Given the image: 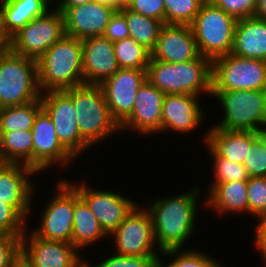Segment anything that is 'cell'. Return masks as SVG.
<instances>
[{
    "label": "cell",
    "mask_w": 266,
    "mask_h": 267,
    "mask_svg": "<svg viewBox=\"0 0 266 267\" xmlns=\"http://www.w3.org/2000/svg\"><path fill=\"white\" fill-rule=\"evenodd\" d=\"M25 233L21 237V253L32 267H84L87 264L72 243L46 240L33 232L29 237Z\"/></svg>",
    "instance_id": "5bb4252c"
},
{
    "label": "cell",
    "mask_w": 266,
    "mask_h": 267,
    "mask_svg": "<svg viewBox=\"0 0 266 267\" xmlns=\"http://www.w3.org/2000/svg\"><path fill=\"white\" fill-rule=\"evenodd\" d=\"M146 70L120 68L100 84L110 114L119 125L132 112L135 95L146 80Z\"/></svg>",
    "instance_id": "4fadbf2b"
},
{
    "label": "cell",
    "mask_w": 266,
    "mask_h": 267,
    "mask_svg": "<svg viewBox=\"0 0 266 267\" xmlns=\"http://www.w3.org/2000/svg\"><path fill=\"white\" fill-rule=\"evenodd\" d=\"M10 267H32V265L20 252L19 255L11 262Z\"/></svg>",
    "instance_id": "7dc6e473"
},
{
    "label": "cell",
    "mask_w": 266,
    "mask_h": 267,
    "mask_svg": "<svg viewBox=\"0 0 266 267\" xmlns=\"http://www.w3.org/2000/svg\"><path fill=\"white\" fill-rule=\"evenodd\" d=\"M64 91L73 100L80 136L91 147L120 131L119 124L110 114L100 85L82 84Z\"/></svg>",
    "instance_id": "277c9868"
},
{
    "label": "cell",
    "mask_w": 266,
    "mask_h": 267,
    "mask_svg": "<svg viewBox=\"0 0 266 267\" xmlns=\"http://www.w3.org/2000/svg\"><path fill=\"white\" fill-rule=\"evenodd\" d=\"M199 96L190 94H165L162 106V132L172 129L179 133H190L202 120Z\"/></svg>",
    "instance_id": "7402d4cb"
},
{
    "label": "cell",
    "mask_w": 266,
    "mask_h": 267,
    "mask_svg": "<svg viewBox=\"0 0 266 267\" xmlns=\"http://www.w3.org/2000/svg\"><path fill=\"white\" fill-rule=\"evenodd\" d=\"M41 94L43 109L51 117L61 145L74 157L88 150L89 144L80 136L72 98L64 90ZM82 151V152H81Z\"/></svg>",
    "instance_id": "30bf717a"
},
{
    "label": "cell",
    "mask_w": 266,
    "mask_h": 267,
    "mask_svg": "<svg viewBox=\"0 0 266 267\" xmlns=\"http://www.w3.org/2000/svg\"><path fill=\"white\" fill-rule=\"evenodd\" d=\"M91 0H60V2H57L58 4L56 8H73L78 7L80 5H83L87 2H90Z\"/></svg>",
    "instance_id": "bcb514c9"
},
{
    "label": "cell",
    "mask_w": 266,
    "mask_h": 267,
    "mask_svg": "<svg viewBox=\"0 0 266 267\" xmlns=\"http://www.w3.org/2000/svg\"><path fill=\"white\" fill-rule=\"evenodd\" d=\"M212 90H266V61L232 53L214 59Z\"/></svg>",
    "instance_id": "ba28073f"
},
{
    "label": "cell",
    "mask_w": 266,
    "mask_h": 267,
    "mask_svg": "<svg viewBox=\"0 0 266 267\" xmlns=\"http://www.w3.org/2000/svg\"><path fill=\"white\" fill-rule=\"evenodd\" d=\"M119 11L125 16L130 37L151 52L165 23L155 18L135 13L125 6Z\"/></svg>",
    "instance_id": "f1b7e54d"
},
{
    "label": "cell",
    "mask_w": 266,
    "mask_h": 267,
    "mask_svg": "<svg viewBox=\"0 0 266 267\" xmlns=\"http://www.w3.org/2000/svg\"><path fill=\"white\" fill-rule=\"evenodd\" d=\"M200 188L177 196L160 198L146 207L153 221L154 235L160 251L181 249L194 232Z\"/></svg>",
    "instance_id": "6da1fadb"
},
{
    "label": "cell",
    "mask_w": 266,
    "mask_h": 267,
    "mask_svg": "<svg viewBox=\"0 0 266 267\" xmlns=\"http://www.w3.org/2000/svg\"><path fill=\"white\" fill-rule=\"evenodd\" d=\"M124 6L135 13L155 18L165 23L164 0H126Z\"/></svg>",
    "instance_id": "f35d334b"
},
{
    "label": "cell",
    "mask_w": 266,
    "mask_h": 267,
    "mask_svg": "<svg viewBox=\"0 0 266 267\" xmlns=\"http://www.w3.org/2000/svg\"><path fill=\"white\" fill-rule=\"evenodd\" d=\"M243 164L249 177H266V132L253 141Z\"/></svg>",
    "instance_id": "e575fe53"
},
{
    "label": "cell",
    "mask_w": 266,
    "mask_h": 267,
    "mask_svg": "<svg viewBox=\"0 0 266 267\" xmlns=\"http://www.w3.org/2000/svg\"><path fill=\"white\" fill-rule=\"evenodd\" d=\"M67 180L56 184L59 192L47 204L41 215V226L32 231L36 236L46 240L72 243L74 186Z\"/></svg>",
    "instance_id": "7c38bea8"
},
{
    "label": "cell",
    "mask_w": 266,
    "mask_h": 267,
    "mask_svg": "<svg viewBox=\"0 0 266 267\" xmlns=\"http://www.w3.org/2000/svg\"><path fill=\"white\" fill-rule=\"evenodd\" d=\"M183 249H169L161 251L163 255H171L174 254V259L172 262L165 264L159 259V262L163 267H222L216 260L207 256L205 253H201L200 251H182Z\"/></svg>",
    "instance_id": "836d02e7"
},
{
    "label": "cell",
    "mask_w": 266,
    "mask_h": 267,
    "mask_svg": "<svg viewBox=\"0 0 266 267\" xmlns=\"http://www.w3.org/2000/svg\"><path fill=\"white\" fill-rule=\"evenodd\" d=\"M81 42L84 84L100 85L120 69L109 39L97 36Z\"/></svg>",
    "instance_id": "ffe728a7"
},
{
    "label": "cell",
    "mask_w": 266,
    "mask_h": 267,
    "mask_svg": "<svg viewBox=\"0 0 266 267\" xmlns=\"http://www.w3.org/2000/svg\"><path fill=\"white\" fill-rule=\"evenodd\" d=\"M146 79L164 94H212V61L199 55L180 63L162 62L150 57Z\"/></svg>",
    "instance_id": "7a4b0ae2"
},
{
    "label": "cell",
    "mask_w": 266,
    "mask_h": 267,
    "mask_svg": "<svg viewBox=\"0 0 266 267\" xmlns=\"http://www.w3.org/2000/svg\"><path fill=\"white\" fill-rule=\"evenodd\" d=\"M0 162L20 163L33 168L32 131L0 133Z\"/></svg>",
    "instance_id": "83f0119b"
},
{
    "label": "cell",
    "mask_w": 266,
    "mask_h": 267,
    "mask_svg": "<svg viewBox=\"0 0 266 267\" xmlns=\"http://www.w3.org/2000/svg\"><path fill=\"white\" fill-rule=\"evenodd\" d=\"M247 183L248 181H229L216 184L208 192L206 205L220 214L248 212Z\"/></svg>",
    "instance_id": "484cf974"
},
{
    "label": "cell",
    "mask_w": 266,
    "mask_h": 267,
    "mask_svg": "<svg viewBox=\"0 0 266 267\" xmlns=\"http://www.w3.org/2000/svg\"><path fill=\"white\" fill-rule=\"evenodd\" d=\"M237 21L210 0H205L190 24L199 54L213 61L231 53Z\"/></svg>",
    "instance_id": "8992f818"
},
{
    "label": "cell",
    "mask_w": 266,
    "mask_h": 267,
    "mask_svg": "<svg viewBox=\"0 0 266 267\" xmlns=\"http://www.w3.org/2000/svg\"><path fill=\"white\" fill-rule=\"evenodd\" d=\"M158 256H128V255H110L100 264L94 267H154L159 261ZM88 267H91L88 265Z\"/></svg>",
    "instance_id": "74e56055"
},
{
    "label": "cell",
    "mask_w": 266,
    "mask_h": 267,
    "mask_svg": "<svg viewBox=\"0 0 266 267\" xmlns=\"http://www.w3.org/2000/svg\"><path fill=\"white\" fill-rule=\"evenodd\" d=\"M237 19L253 17L256 0H210Z\"/></svg>",
    "instance_id": "ab89813d"
},
{
    "label": "cell",
    "mask_w": 266,
    "mask_h": 267,
    "mask_svg": "<svg viewBox=\"0 0 266 267\" xmlns=\"http://www.w3.org/2000/svg\"><path fill=\"white\" fill-rule=\"evenodd\" d=\"M103 36L113 43L130 37L125 16L119 10L112 15Z\"/></svg>",
    "instance_id": "b9f144b4"
},
{
    "label": "cell",
    "mask_w": 266,
    "mask_h": 267,
    "mask_svg": "<svg viewBox=\"0 0 266 267\" xmlns=\"http://www.w3.org/2000/svg\"><path fill=\"white\" fill-rule=\"evenodd\" d=\"M5 49L0 45V54L4 51Z\"/></svg>",
    "instance_id": "f907efd6"
},
{
    "label": "cell",
    "mask_w": 266,
    "mask_h": 267,
    "mask_svg": "<svg viewBox=\"0 0 266 267\" xmlns=\"http://www.w3.org/2000/svg\"><path fill=\"white\" fill-rule=\"evenodd\" d=\"M165 94L147 79L139 87L131 114L119 125L143 135L162 132V106ZM134 129V130H133Z\"/></svg>",
    "instance_id": "2e32d148"
},
{
    "label": "cell",
    "mask_w": 266,
    "mask_h": 267,
    "mask_svg": "<svg viewBox=\"0 0 266 267\" xmlns=\"http://www.w3.org/2000/svg\"><path fill=\"white\" fill-rule=\"evenodd\" d=\"M5 28L13 37L31 20L48 11L49 4L43 0H2Z\"/></svg>",
    "instance_id": "4316f807"
},
{
    "label": "cell",
    "mask_w": 266,
    "mask_h": 267,
    "mask_svg": "<svg viewBox=\"0 0 266 267\" xmlns=\"http://www.w3.org/2000/svg\"><path fill=\"white\" fill-rule=\"evenodd\" d=\"M260 220L255 230V246L260 250L263 255L262 259L266 262V210L257 216Z\"/></svg>",
    "instance_id": "7bdbcfd3"
},
{
    "label": "cell",
    "mask_w": 266,
    "mask_h": 267,
    "mask_svg": "<svg viewBox=\"0 0 266 267\" xmlns=\"http://www.w3.org/2000/svg\"><path fill=\"white\" fill-rule=\"evenodd\" d=\"M65 35L64 15L57 9L34 18L12 37L10 49L38 60Z\"/></svg>",
    "instance_id": "9c48e42d"
},
{
    "label": "cell",
    "mask_w": 266,
    "mask_h": 267,
    "mask_svg": "<svg viewBox=\"0 0 266 267\" xmlns=\"http://www.w3.org/2000/svg\"><path fill=\"white\" fill-rule=\"evenodd\" d=\"M205 136L207 142L221 157L244 163L253 141L262 132L224 130L213 127Z\"/></svg>",
    "instance_id": "cb8c5ba5"
},
{
    "label": "cell",
    "mask_w": 266,
    "mask_h": 267,
    "mask_svg": "<svg viewBox=\"0 0 266 267\" xmlns=\"http://www.w3.org/2000/svg\"><path fill=\"white\" fill-rule=\"evenodd\" d=\"M136 206L124 222L112 232L118 255L158 256L153 221L147 209Z\"/></svg>",
    "instance_id": "8fae6325"
},
{
    "label": "cell",
    "mask_w": 266,
    "mask_h": 267,
    "mask_svg": "<svg viewBox=\"0 0 266 267\" xmlns=\"http://www.w3.org/2000/svg\"><path fill=\"white\" fill-rule=\"evenodd\" d=\"M38 82L43 90H65L84 84L82 42L64 35L38 60Z\"/></svg>",
    "instance_id": "3957f363"
},
{
    "label": "cell",
    "mask_w": 266,
    "mask_h": 267,
    "mask_svg": "<svg viewBox=\"0 0 266 267\" xmlns=\"http://www.w3.org/2000/svg\"><path fill=\"white\" fill-rule=\"evenodd\" d=\"M154 267H163L162 264L158 261Z\"/></svg>",
    "instance_id": "681fc988"
},
{
    "label": "cell",
    "mask_w": 266,
    "mask_h": 267,
    "mask_svg": "<svg viewBox=\"0 0 266 267\" xmlns=\"http://www.w3.org/2000/svg\"><path fill=\"white\" fill-rule=\"evenodd\" d=\"M80 197L87 203L89 209L99 221L104 232L109 236L137 206L135 202L106 190L91 189L85 183L72 184Z\"/></svg>",
    "instance_id": "9a60e30c"
},
{
    "label": "cell",
    "mask_w": 266,
    "mask_h": 267,
    "mask_svg": "<svg viewBox=\"0 0 266 267\" xmlns=\"http://www.w3.org/2000/svg\"><path fill=\"white\" fill-rule=\"evenodd\" d=\"M25 221L12 206L0 201V235L22 237Z\"/></svg>",
    "instance_id": "d590c367"
},
{
    "label": "cell",
    "mask_w": 266,
    "mask_h": 267,
    "mask_svg": "<svg viewBox=\"0 0 266 267\" xmlns=\"http://www.w3.org/2000/svg\"><path fill=\"white\" fill-rule=\"evenodd\" d=\"M33 169L38 173L57 163L65 166L74 158L59 142L51 117L42 109L32 126ZM69 161V162H68Z\"/></svg>",
    "instance_id": "ac0fdd59"
},
{
    "label": "cell",
    "mask_w": 266,
    "mask_h": 267,
    "mask_svg": "<svg viewBox=\"0 0 266 267\" xmlns=\"http://www.w3.org/2000/svg\"><path fill=\"white\" fill-rule=\"evenodd\" d=\"M205 0H164L165 24L190 25Z\"/></svg>",
    "instance_id": "d6a6232c"
},
{
    "label": "cell",
    "mask_w": 266,
    "mask_h": 267,
    "mask_svg": "<svg viewBox=\"0 0 266 267\" xmlns=\"http://www.w3.org/2000/svg\"><path fill=\"white\" fill-rule=\"evenodd\" d=\"M0 45L4 49H10L12 37L7 33L5 28L4 12L2 9V4H0Z\"/></svg>",
    "instance_id": "ee69618b"
},
{
    "label": "cell",
    "mask_w": 266,
    "mask_h": 267,
    "mask_svg": "<svg viewBox=\"0 0 266 267\" xmlns=\"http://www.w3.org/2000/svg\"><path fill=\"white\" fill-rule=\"evenodd\" d=\"M253 17L266 20V0H256Z\"/></svg>",
    "instance_id": "f6af8a7d"
},
{
    "label": "cell",
    "mask_w": 266,
    "mask_h": 267,
    "mask_svg": "<svg viewBox=\"0 0 266 267\" xmlns=\"http://www.w3.org/2000/svg\"><path fill=\"white\" fill-rule=\"evenodd\" d=\"M211 95L219 99L225 113L214 127L266 132V90H212Z\"/></svg>",
    "instance_id": "52a82bcc"
},
{
    "label": "cell",
    "mask_w": 266,
    "mask_h": 267,
    "mask_svg": "<svg viewBox=\"0 0 266 267\" xmlns=\"http://www.w3.org/2000/svg\"><path fill=\"white\" fill-rule=\"evenodd\" d=\"M45 3H50V2H52V0H43ZM50 1V2H49Z\"/></svg>",
    "instance_id": "816d5d0a"
},
{
    "label": "cell",
    "mask_w": 266,
    "mask_h": 267,
    "mask_svg": "<svg viewBox=\"0 0 266 267\" xmlns=\"http://www.w3.org/2000/svg\"><path fill=\"white\" fill-rule=\"evenodd\" d=\"M64 15L65 35L83 40L103 36L106 26L116 9L90 1L73 8H56Z\"/></svg>",
    "instance_id": "e0dca14e"
},
{
    "label": "cell",
    "mask_w": 266,
    "mask_h": 267,
    "mask_svg": "<svg viewBox=\"0 0 266 267\" xmlns=\"http://www.w3.org/2000/svg\"><path fill=\"white\" fill-rule=\"evenodd\" d=\"M126 0H97L98 3L106 4L114 7L116 10L121 9L125 5Z\"/></svg>",
    "instance_id": "c3c4849f"
},
{
    "label": "cell",
    "mask_w": 266,
    "mask_h": 267,
    "mask_svg": "<svg viewBox=\"0 0 266 267\" xmlns=\"http://www.w3.org/2000/svg\"><path fill=\"white\" fill-rule=\"evenodd\" d=\"M42 109L41 99L0 108V133L31 130L37 114Z\"/></svg>",
    "instance_id": "f546056e"
},
{
    "label": "cell",
    "mask_w": 266,
    "mask_h": 267,
    "mask_svg": "<svg viewBox=\"0 0 266 267\" xmlns=\"http://www.w3.org/2000/svg\"><path fill=\"white\" fill-rule=\"evenodd\" d=\"M33 174L37 172L30 166L0 162V201L12 206L25 220L33 198L34 184L29 178Z\"/></svg>",
    "instance_id": "d6986e66"
},
{
    "label": "cell",
    "mask_w": 266,
    "mask_h": 267,
    "mask_svg": "<svg viewBox=\"0 0 266 267\" xmlns=\"http://www.w3.org/2000/svg\"><path fill=\"white\" fill-rule=\"evenodd\" d=\"M247 193L248 213L257 217L266 210V177H250Z\"/></svg>",
    "instance_id": "8d00e7d4"
},
{
    "label": "cell",
    "mask_w": 266,
    "mask_h": 267,
    "mask_svg": "<svg viewBox=\"0 0 266 267\" xmlns=\"http://www.w3.org/2000/svg\"><path fill=\"white\" fill-rule=\"evenodd\" d=\"M231 53L266 61V20L254 17L238 19Z\"/></svg>",
    "instance_id": "603a6c76"
},
{
    "label": "cell",
    "mask_w": 266,
    "mask_h": 267,
    "mask_svg": "<svg viewBox=\"0 0 266 267\" xmlns=\"http://www.w3.org/2000/svg\"><path fill=\"white\" fill-rule=\"evenodd\" d=\"M199 55L190 25L165 24L151 51V58L169 63L191 61Z\"/></svg>",
    "instance_id": "44dd1931"
},
{
    "label": "cell",
    "mask_w": 266,
    "mask_h": 267,
    "mask_svg": "<svg viewBox=\"0 0 266 267\" xmlns=\"http://www.w3.org/2000/svg\"><path fill=\"white\" fill-rule=\"evenodd\" d=\"M119 68L147 69L151 52L131 37L113 43Z\"/></svg>",
    "instance_id": "4dcf8cb0"
},
{
    "label": "cell",
    "mask_w": 266,
    "mask_h": 267,
    "mask_svg": "<svg viewBox=\"0 0 266 267\" xmlns=\"http://www.w3.org/2000/svg\"><path fill=\"white\" fill-rule=\"evenodd\" d=\"M107 236L99 221L74 187L72 244L80 250Z\"/></svg>",
    "instance_id": "d4e9b609"
},
{
    "label": "cell",
    "mask_w": 266,
    "mask_h": 267,
    "mask_svg": "<svg viewBox=\"0 0 266 267\" xmlns=\"http://www.w3.org/2000/svg\"><path fill=\"white\" fill-rule=\"evenodd\" d=\"M21 252V237L0 235V267H10Z\"/></svg>",
    "instance_id": "60d3db41"
},
{
    "label": "cell",
    "mask_w": 266,
    "mask_h": 267,
    "mask_svg": "<svg viewBox=\"0 0 266 267\" xmlns=\"http://www.w3.org/2000/svg\"><path fill=\"white\" fill-rule=\"evenodd\" d=\"M206 146L214 161L215 181L210 183L211 190L216 184L229 181H248L250 178L244 164L230 161L227 158L221 157L207 142Z\"/></svg>",
    "instance_id": "1f68e13d"
},
{
    "label": "cell",
    "mask_w": 266,
    "mask_h": 267,
    "mask_svg": "<svg viewBox=\"0 0 266 267\" xmlns=\"http://www.w3.org/2000/svg\"><path fill=\"white\" fill-rule=\"evenodd\" d=\"M37 61L5 49L0 54V108L41 98Z\"/></svg>",
    "instance_id": "5b68a950"
}]
</instances>
